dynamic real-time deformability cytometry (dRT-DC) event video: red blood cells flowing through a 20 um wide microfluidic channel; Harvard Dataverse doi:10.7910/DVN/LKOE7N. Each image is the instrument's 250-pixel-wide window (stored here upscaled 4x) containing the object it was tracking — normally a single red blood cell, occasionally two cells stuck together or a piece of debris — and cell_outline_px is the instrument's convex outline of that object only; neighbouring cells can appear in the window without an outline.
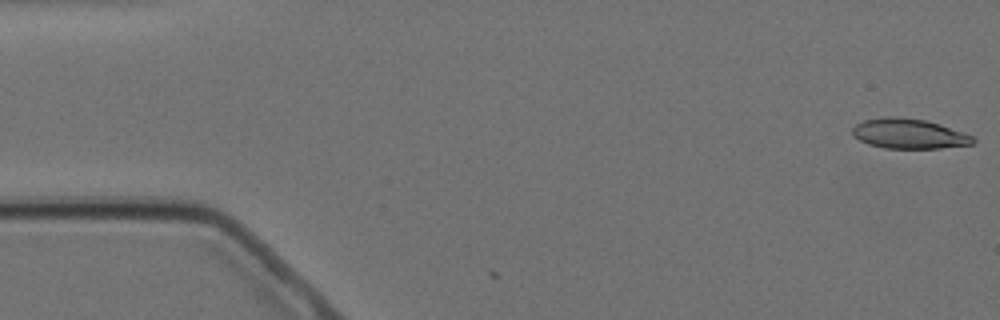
{"species": "Egyptian fruit bat (a non-hibernating species)", "species_latin": "Rousettus aegyptiacus", "temperature_condition": "cold", "stored_images_in_passage": 5, "camera_frame_rate_fps": 3000, "um_per_image_px": 0.085, "animal": {"sex": "female"}, "frame": {"image": 1, "passage_image": 1, "time_ms": 0.0, "image_size_px": [1000, 320], "cell_outline_px": [[976, 140], [972, 144], [940, 148], [884, 148], [868, 144], [852, 136], [852, 128], [856, 124], [864, 120], [884, 116], [896, 116], [924, 120], [940, 124], [964, 132], [972, 136]], "centroid_in_image_um": [77.24, 11.36], "position_along_channel_um": 7.8, "area_um2": 21.1}}
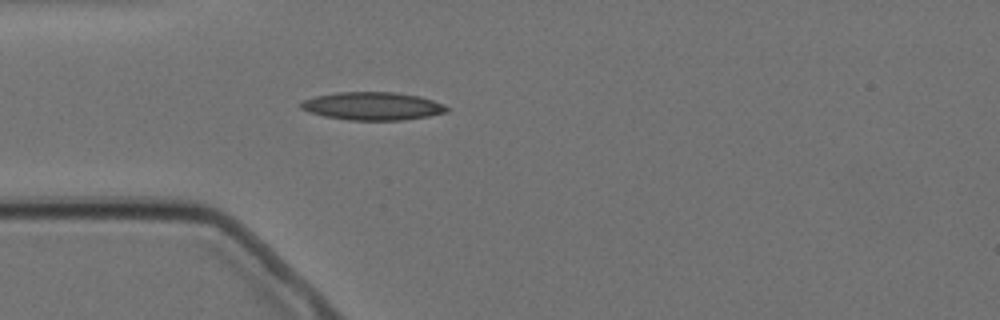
{"frame": {"image": 2, "passage_image": 5, "time_ms": 4.667, "image_size_px": [1000, 320], "cell_outline_px": [[448, 112], [428, 116], [404, 120], [348, 120], [324, 116], [308, 112], [300, 108], [300, 104], [304, 100], [316, 96], [336, 92], [396, 92], [420, 96], [444, 104], [448, 108]], "centroid_in_image_um": [31.67, 9.02], "position_along_channel_um": 53.3, "area_um2": 23.87}}